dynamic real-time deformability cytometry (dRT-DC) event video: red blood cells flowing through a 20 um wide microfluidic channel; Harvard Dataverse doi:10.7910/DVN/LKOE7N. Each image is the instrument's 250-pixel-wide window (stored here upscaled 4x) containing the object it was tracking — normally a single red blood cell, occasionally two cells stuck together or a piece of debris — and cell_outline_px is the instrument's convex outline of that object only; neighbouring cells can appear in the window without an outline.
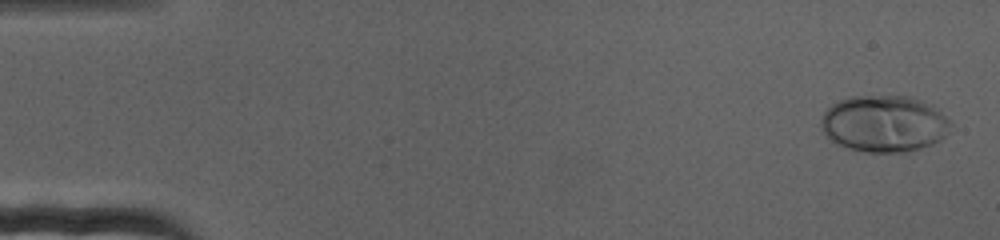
{"species": "human", "species_latin": "Homo sapiens", "temperature_condition": "cold", "stored_images_in_passage": 73, "camera_frame_rate_fps": 3000, "um_per_image_px": 0.085, "donor": {"sex": "female"}, "frame": {"image": 1, "passage_image": 2, "time_ms": 0.333, "image_size_px": [1000, 240], "cell_outline_px": [[952, 124], [948, 132], [940, 140], [932, 144], [920, 148], [904, 152], [864, 152], [848, 148], [836, 144], [820, 128], [820, 120], [824, 112], [832, 104], [840, 100], [852, 96], [908, 96], [932, 104], [952, 120]], "centroid_in_image_um": [75.17, 10.51], "position_along_channel_um": 9.8, "area_um2": 43.06}}
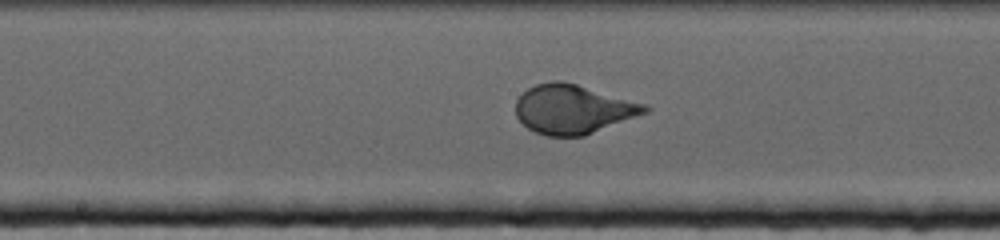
{"frame": {"image": 2, "passage_image": 38, "time_ms": 12.333, "image_size_px": [1000, 240], "cell_outline_px": [[652, 108], [648, 112], [584, 136], [544, 136], [528, 128], [516, 116], [516, 100], [528, 88], [536, 84], [552, 80], [560, 80], [576, 84], [648, 104]], "centroid_in_image_um": [48.73, 9.28], "position_along_channel_um": 199.5, "area_um2": 36.99}}
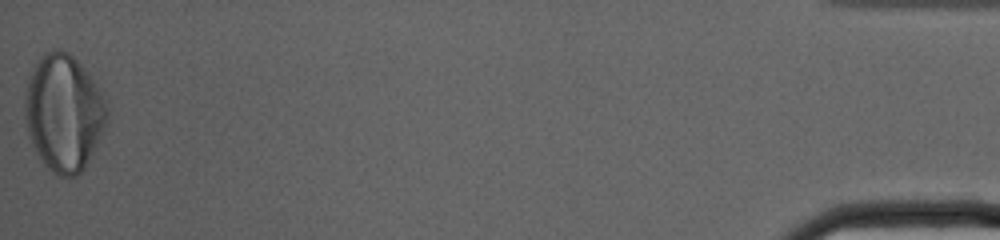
{"frame": {"image": 3, "passage_image": 73, "time_ms": 24.0, "image_size_px": [1000, 240], "cell_outline_px": [[108, 116], [104, 128], [84, 168], [76, 176], [56, 176], [40, 160], [28, 136], [24, 116], [24, 92], [28, 76], [40, 56], [56, 48], [60, 48], [68, 52], [80, 64], [96, 84], [108, 108]], "centroid_in_image_um": [5.37, 9.58], "position_along_channel_um": 429.8, "area_um2": 55.83}}